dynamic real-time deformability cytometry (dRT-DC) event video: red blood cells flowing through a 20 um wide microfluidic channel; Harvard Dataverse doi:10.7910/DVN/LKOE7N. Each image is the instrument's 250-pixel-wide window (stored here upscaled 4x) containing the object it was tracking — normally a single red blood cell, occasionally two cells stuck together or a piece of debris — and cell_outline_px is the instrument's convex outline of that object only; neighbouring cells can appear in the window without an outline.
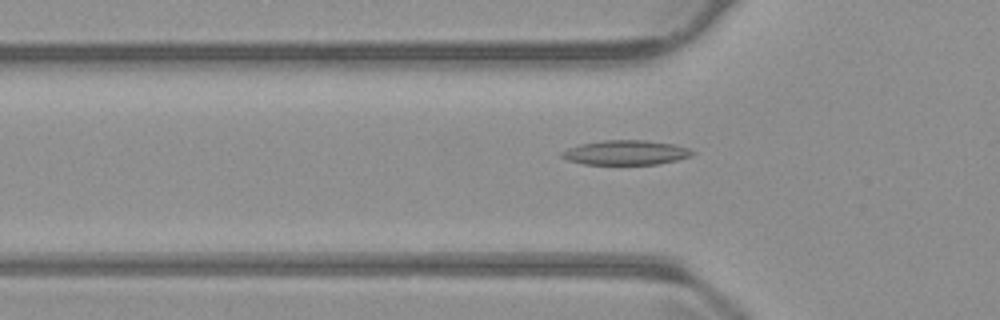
{"species": "common noctule bat (a hibernating species)", "species_latin": "Nyctalus noctula", "temperature_condition": "warm", "stored_images_in_passage": 53, "camera_frame_rate_fps": 3000, "um_per_image_px": 0.085, "animal": {"sex": "male", "body_mass_g": 23.1, "forearm_length_mm": 52.7}, "frame": {"image": 1, "passage_image": 17, "time_ms": 5.333, "image_size_px": [1000, 320], "cell_outline_px": [[696, 152], [688, 156], [676, 160], [656, 164], [584, 164], [568, 160], [560, 156], [560, 152], [568, 148], [580, 144], [600, 140], [644, 140], [672, 144], [688, 148]], "centroid_in_image_um": [53.14, 12.96], "position_along_channel_um": 72.7, "area_um2": 18.55}}
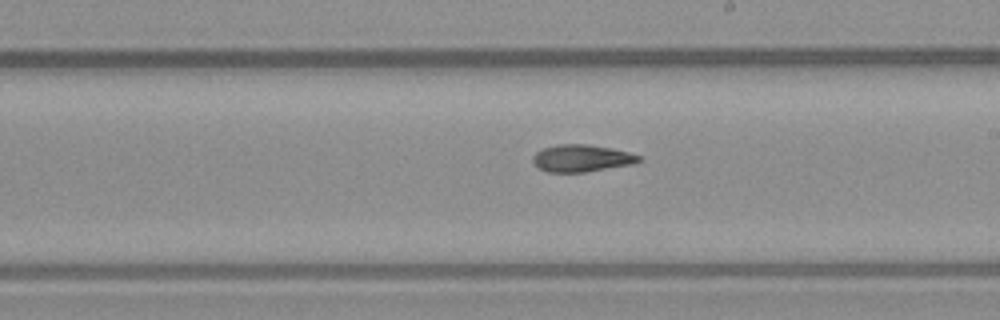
{"frame": {"image": 2, "passage_image": 30, "time_ms": 9.667, "image_size_px": [1000, 320], "cell_outline_px": [[644, 160], [636, 164], [584, 172], [548, 172], [540, 168], [532, 160], [532, 156], [536, 152], [544, 148], [556, 144], [588, 144], [612, 148], [644, 156]], "centroid_in_image_um": [49.52, 13.44], "position_along_channel_um": 239.5, "area_um2": 16.99}}
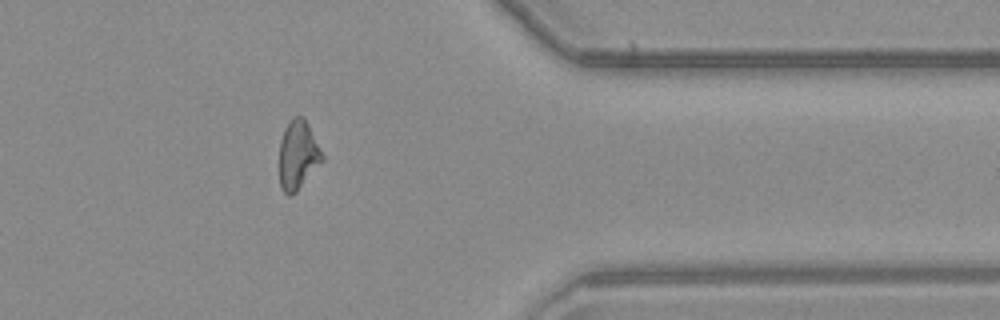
{"frame": {"image": 3, "passage_image": 43, "time_ms": 14.0, "image_size_px": [1000, 320], "cell_outline_px": [[324, 160], [296, 192], [288, 196], [280, 188], [280, 140], [284, 128], [288, 120], [296, 116], [304, 116], [324, 156]], "centroid_in_image_um": [25.32, 13.16], "position_along_channel_um": 386.1, "area_um2": 17.28}, "authors_computed_cell_mechanics": {"area_um2": 17.3978, "velocity_mm_per_s": 3.8273, "shape_relaxation_time_tau1_ms": null, "shape_relaxation_time_tau2_ms": 5.8859, "deformation_change_tau1": null, "deformation_change_tau2": 0.1372}}